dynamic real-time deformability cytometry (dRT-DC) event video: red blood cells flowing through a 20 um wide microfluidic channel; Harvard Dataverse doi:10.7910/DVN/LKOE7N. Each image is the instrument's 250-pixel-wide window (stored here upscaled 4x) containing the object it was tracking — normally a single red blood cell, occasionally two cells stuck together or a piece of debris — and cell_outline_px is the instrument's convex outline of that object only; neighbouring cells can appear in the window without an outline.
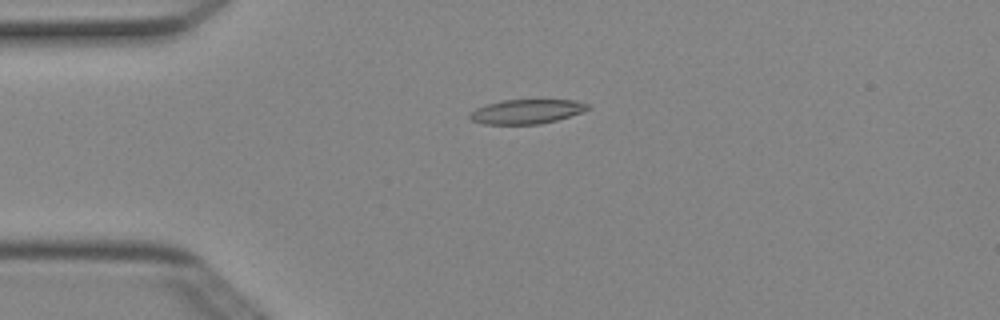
{"species": "Egyptian fruit bat (a non-hibernating species)", "species_latin": "Rousettus aegyptiacus", "temperature_condition": "cold", "stored_images_in_passage": 5, "camera_frame_rate_fps": 3000, "um_per_image_px": 0.085, "animal": {"sex": "female"}, "frame": {"image": 1, "passage_image": 4, "time_ms": 1.0, "image_size_px": [1000, 320], "cell_outline_px": [[592, 108], [556, 120], [540, 124], [484, 124], [472, 120], [468, 116], [468, 112], [476, 108], [500, 100], [576, 100], [588, 104]], "centroid_in_image_um": [44.73, 9.48], "position_along_channel_um": 40.3, "area_um2": 16.7}}